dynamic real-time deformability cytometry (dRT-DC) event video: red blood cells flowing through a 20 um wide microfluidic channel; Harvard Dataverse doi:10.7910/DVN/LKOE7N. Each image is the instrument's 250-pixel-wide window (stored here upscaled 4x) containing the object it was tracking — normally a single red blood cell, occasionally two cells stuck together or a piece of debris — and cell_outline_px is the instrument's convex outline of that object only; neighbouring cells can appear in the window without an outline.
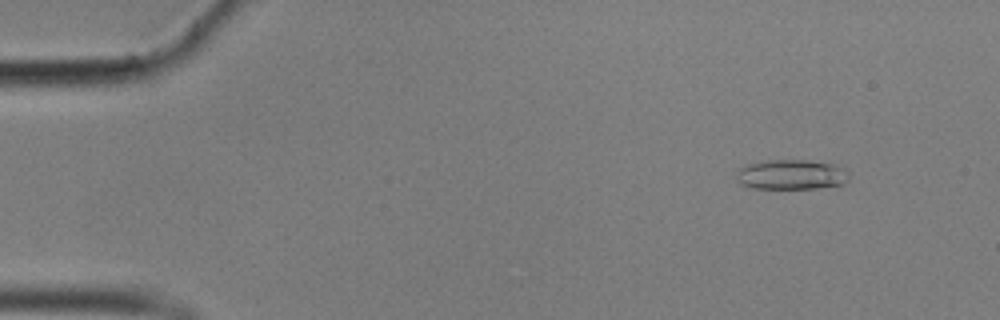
{"species": "common noctule bat (a hibernating species)", "species_latin": "Nyctalus noctula", "temperature_condition": "cold", "stored_images_in_passage": 57, "camera_frame_rate_fps": 3000, "um_per_image_px": 0.085, "animal": {"sex": "male", "body_mass_g": 17.9}, "frame": {"image": 1, "passage_image": 6, "time_ms": 1.667, "image_size_px": [1000, 320], "cell_outline_px": [[848, 180], [844, 184], [816, 188], [752, 188], [740, 184], [736, 180], [736, 168], [748, 164], [768, 160], [808, 160], [832, 164], [844, 168], [848, 172]], "centroid_in_image_um": [67.22, 14.84], "position_along_channel_um": 17.8, "area_um2": 19.77}}
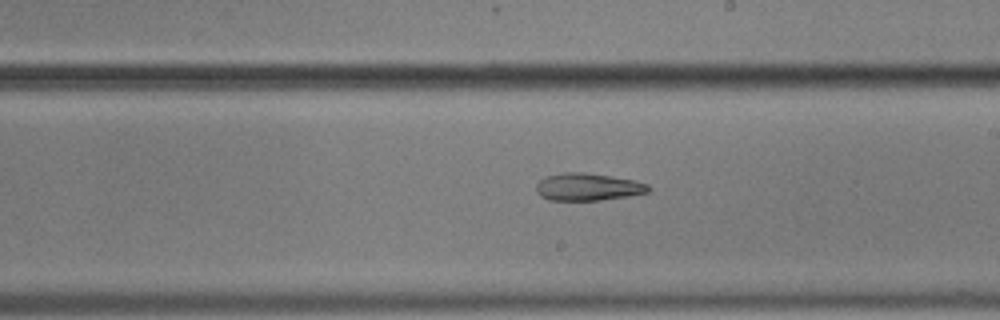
{"frame": {"image": 2, "passage_image": 33, "time_ms": 10.667, "image_size_px": [1000, 320], "cell_outline_px": [[652, 188], [648, 192], [628, 196], [600, 200], [548, 200], [540, 196], [536, 192], [536, 184], [544, 176], [564, 172], [584, 172], [612, 176], [636, 180], [648, 184]], "centroid_in_image_um": [49.96, 15.88], "position_along_channel_um": 239.0, "area_um2": 18.15}}
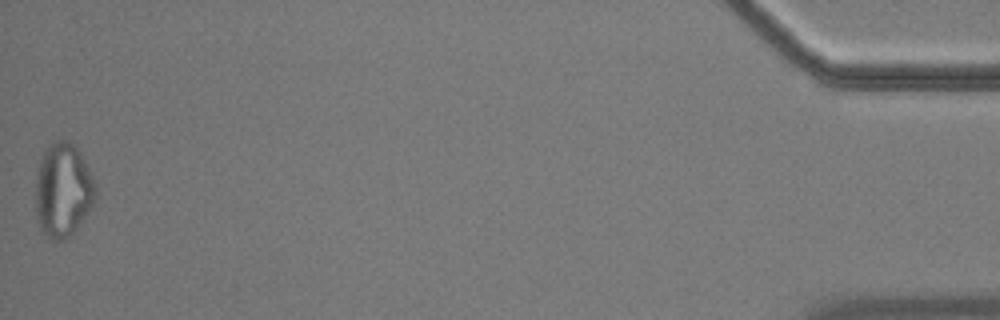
{"frame": {"image": 3, "passage_image": 57, "time_ms": 18.667, "image_size_px": [1000, 320], "cell_outline_px": [[96, 196], [92, 204], [72, 236], [64, 240], [52, 240], [40, 228], [36, 212], [36, 176], [40, 160], [48, 144], [56, 140], [68, 140], [80, 152], [96, 184]], "centroid_in_image_um": [5.35, 16.16], "position_along_channel_um": 429.8, "area_um2": 32.71}, "authors_computed_cell_mechanics": {"area_um2": 19.363, "velocity_mm_per_s": 3.5164, "shape_relaxation_time_tau1_ms": null, "shape_relaxation_time_tau2_ms": 5.4272, "deformation_change_tau1": null, "deformation_change_tau2": 0.1514}}